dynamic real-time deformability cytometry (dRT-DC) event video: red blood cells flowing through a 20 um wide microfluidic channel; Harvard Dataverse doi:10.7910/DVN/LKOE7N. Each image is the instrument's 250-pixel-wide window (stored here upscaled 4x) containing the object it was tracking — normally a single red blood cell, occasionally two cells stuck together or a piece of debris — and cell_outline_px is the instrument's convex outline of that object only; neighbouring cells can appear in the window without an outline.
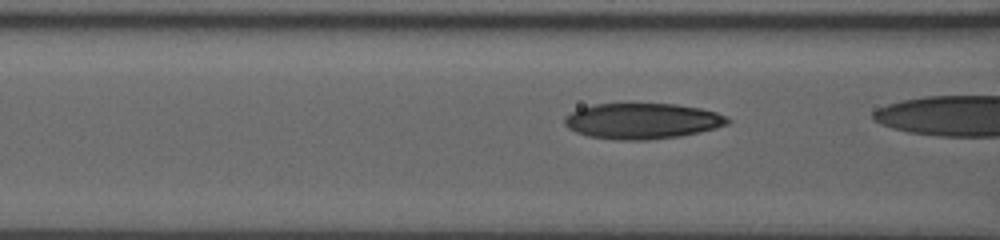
{"species": "human", "species_latin": "Homo sapiens", "temperature_condition": "room temperature", "stored_images_in_passage": 40, "camera_frame_rate_fps": 3000, "um_per_image_px": 0.085, "donor": {"sex": "male"}, "frame": {"image": 1, "passage_image": 18, "time_ms": 5.667, "image_size_px": [1000, 240], "cell_outline_px": [[732, 120], [728, 124], [716, 128], [700, 132], [680, 136], [648, 140], [616, 140], [588, 136], [576, 132], [568, 128], [564, 124], [564, 116], [580, 108], [592, 104], [676, 104], [700, 108], [716, 112], [728, 116]], "centroid_in_image_um": [54.61, 10.29], "position_along_channel_um": 112.0, "area_um2": 34.16}}
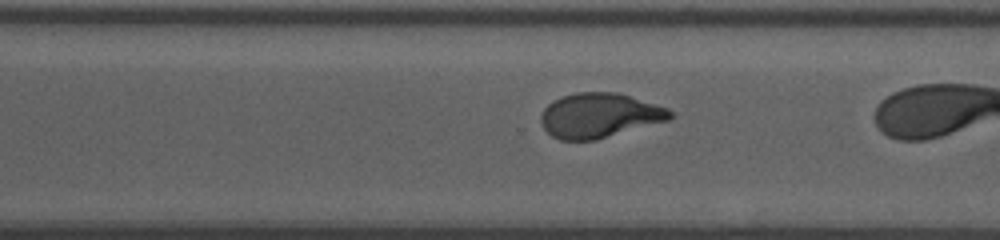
{"frame": {"image": 2, "passage_image": 35, "time_ms": 11.333, "image_size_px": [1000, 240], "cell_outline_px": [[672, 116], [668, 120], [596, 140], [560, 140], [552, 136], [544, 128], [540, 120], [540, 116], [544, 108], [548, 104], [564, 96], [576, 92], [616, 92], [668, 108], [672, 112]], "centroid_in_image_um": [50.93, 9.82], "position_along_channel_um": 319.7, "area_um2": 33.29}}
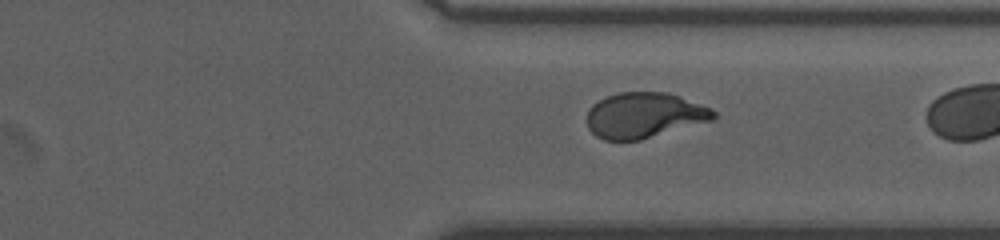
{"frame": {"image": 3, "passage_image": 38, "time_ms": 12.333, "image_size_px": [1000, 240], "cell_outline_px": [[716, 116], [712, 120], [640, 140], [604, 140], [596, 136], [588, 128], [588, 108], [592, 104], [608, 96], [620, 92], [668, 92], [712, 108], [716, 112]], "centroid_in_image_um": [54.76, 9.79], "position_along_channel_um": 356.6, "area_um2": 33.41}}